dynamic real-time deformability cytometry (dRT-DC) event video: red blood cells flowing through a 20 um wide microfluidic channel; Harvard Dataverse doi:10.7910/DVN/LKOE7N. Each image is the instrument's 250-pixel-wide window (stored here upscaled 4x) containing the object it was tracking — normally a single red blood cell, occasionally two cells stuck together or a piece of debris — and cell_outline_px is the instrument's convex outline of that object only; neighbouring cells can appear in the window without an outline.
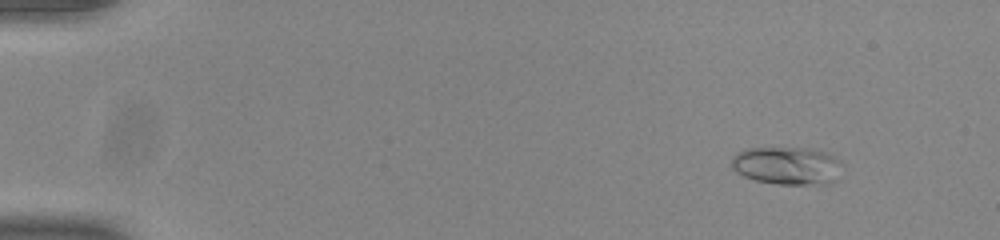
{"species": "common noctule bat (a hibernating species)", "species_latin": "Nyctalus noctula", "temperature_condition": "room temperature", "stored_images_in_passage": 53, "camera_frame_rate_fps": 3000, "um_per_image_px": 0.085, "animal": {"sex": "male", "body_mass_g": 20.0, "forearm_length_mm": 53.3}, "frame": {"image": 1, "passage_image": 5, "time_ms": 1.333, "image_size_px": [1000, 240], "cell_outline_px": [[840, 180], [828, 184], [776, 184], [756, 180], [744, 176], [736, 172], [732, 168], [732, 156], [736, 152], [748, 148], [804, 148], [824, 152], [840, 160]], "centroid_in_image_um": [66.91, 14.09], "position_along_channel_um": 18.1, "area_um2": 24.57}}
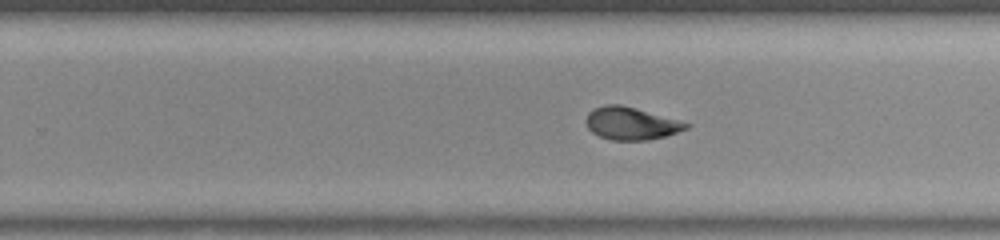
{"frame": {"image": 2, "passage_image": 34, "time_ms": 11.0, "image_size_px": [1000, 240], "cell_outline_px": [[692, 124], [688, 128], [664, 136], [648, 140], [612, 140], [600, 136], [592, 132], [588, 128], [584, 120], [588, 112], [604, 104], [620, 104], [636, 108]], "centroid_in_image_um": [53.61, 10.48], "position_along_channel_um": 276.2, "area_um2": 18.9}}
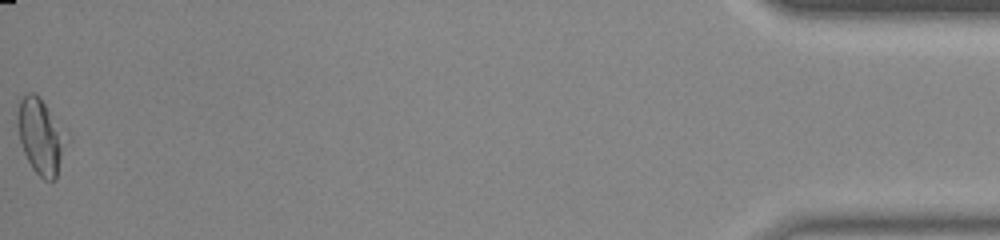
{"frame": {"image": 3, "passage_image": 53, "time_ms": 17.333, "image_size_px": [1000, 240], "cell_outline_px": [[60, 156], [56, 180], [44, 180], [32, 168], [24, 152], [20, 140], [16, 124], [16, 112], [20, 100], [28, 92], [32, 92], [44, 104], [60, 132]], "centroid_in_image_um": [3.29, 11.6], "position_along_channel_um": 431.9, "area_um2": 19.42}, "authors_computed_cell_mechanics": {"area_um2": 19.1318, "velocity_mm_per_s": 3.8915, "shape_relaxation_time_tau1_ms": null, "shape_relaxation_time_tau2_ms": 1.7009, "deformation_change_tau1": null, "deformation_change_tau2": 0.0709}}